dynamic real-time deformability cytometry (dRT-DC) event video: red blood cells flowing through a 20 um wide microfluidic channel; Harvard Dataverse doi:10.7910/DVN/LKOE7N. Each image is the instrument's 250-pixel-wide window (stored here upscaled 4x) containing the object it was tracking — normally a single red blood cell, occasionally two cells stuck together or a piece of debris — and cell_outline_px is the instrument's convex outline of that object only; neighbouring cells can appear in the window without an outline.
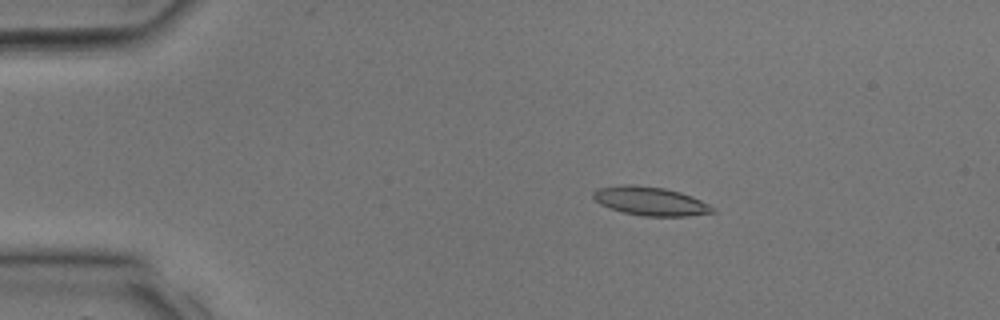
{"species": "common noctule bat (a hibernating species)", "species_latin": "Nyctalus noctula", "temperature_condition": "room temperature", "stored_images_in_passage": 34, "camera_frame_rate_fps": 3000, "um_per_image_px": 0.085, "animal": {"sex": "male", "body_mass_g": 17.9, "forearm_length_mm": 54.2}, "frame": {"image": 1, "passage_image": 7, "time_ms": 2.0, "image_size_px": [1000, 320], "cell_outline_px": [[716, 212], [688, 216], [644, 216], [624, 212], [600, 204], [592, 196], [592, 192], [596, 188], [624, 184], [636, 184], [664, 188], [680, 192], [692, 196], [716, 208]], "centroid_in_image_um": [55.29, 17.08], "position_along_channel_um": 29.7, "area_um2": 20.0}}
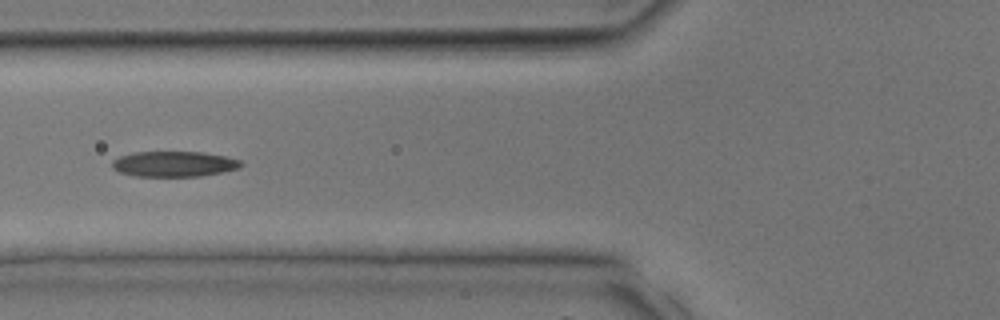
{"frame": {"image": 2, "passage_image": 14, "time_ms": 4.333, "image_size_px": [1000, 320], "cell_outline_px": [[244, 164], [240, 168], [200, 176], [136, 176], [120, 172], [112, 168], [112, 160], [120, 156], [132, 152], [204, 152], [228, 156], [240, 160]], "centroid_in_image_um": [14.81, 13.93], "position_along_channel_um": 111.0, "area_um2": 19.19}}
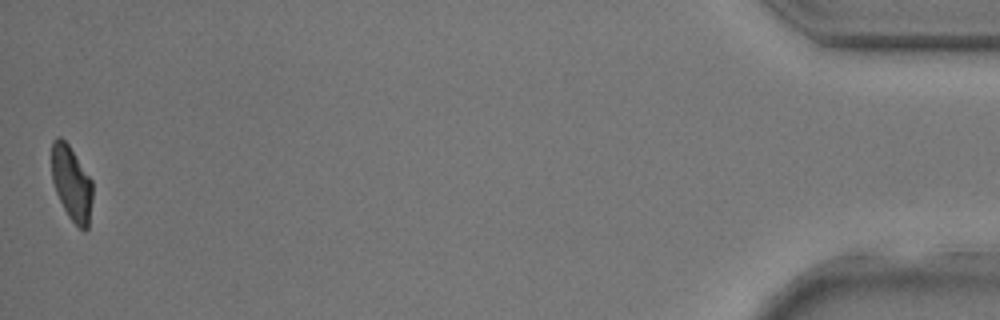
{"frame": {"image": 3, "passage_image": 34, "time_ms": 11.0, "image_size_px": [1000, 320], "cell_outline_px": [[92, 200], [88, 228], [84, 232], [68, 216], [56, 192], [52, 180], [52, 140], [56, 136], [60, 136], [68, 144], [92, 180]], "centroid_in_image_um": [6.09, 15.58], "position_along_channel_um": 429.1, "area_um2": 17.69}}